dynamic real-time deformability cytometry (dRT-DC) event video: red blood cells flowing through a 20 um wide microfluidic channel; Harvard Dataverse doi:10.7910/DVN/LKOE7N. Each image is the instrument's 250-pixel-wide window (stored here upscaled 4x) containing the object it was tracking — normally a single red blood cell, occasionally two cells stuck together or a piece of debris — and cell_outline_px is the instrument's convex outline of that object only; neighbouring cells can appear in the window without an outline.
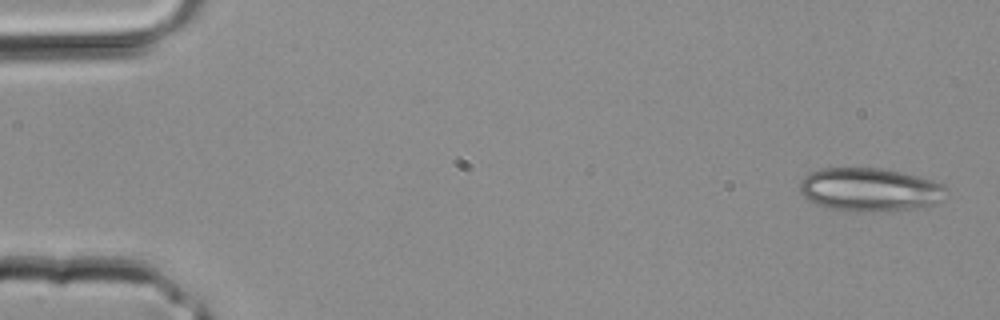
{"species": "common noctule bat (a hibernating species)", "species_latin": "Nyctalus noctula", "temperature_condition": "room temperature", "stored_images_in_passage": 4, "camera_frame_rate_fps": 3000, "um_per_image_px": 0.085, "animal": {"sex": "male", "body_mass_g": 20.4}, "frame": {"image": 1, "passage_image": 1, "time_ms": 0.0, "image_size_px": [1000, 320], "cell_outline_px": [[948, 188], [944, 200], [928, 208], [868, 212], [856, 212], [824, 208], [808, 200], [800, 192], [800, 180], [804, 176], [820, 168], [880, 168], [900, 172], [932, 180], [944, 184]], "centroid_in_image_um": [73.97, 16.15], "position_along_channel_um": 11.0, "area_um2": 37.8}}